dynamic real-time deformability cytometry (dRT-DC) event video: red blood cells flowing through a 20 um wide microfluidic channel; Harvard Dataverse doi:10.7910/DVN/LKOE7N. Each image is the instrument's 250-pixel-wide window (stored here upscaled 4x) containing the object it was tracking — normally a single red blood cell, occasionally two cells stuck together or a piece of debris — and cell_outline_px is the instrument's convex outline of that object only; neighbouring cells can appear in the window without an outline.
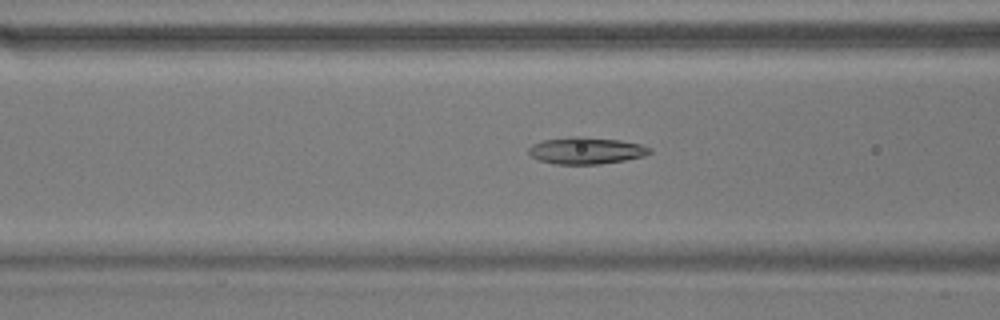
{"species": "common noctule bat (a hibernating species)", "species_latin": "Nyctalus noctula", "temperature_condition": "warm", "stored_images_in_passage": 55, "camera_frame_rate_fps": 3000, "um_per_image_px": 0.085, "animal": {"sex": "male", "body_mass_g": 17.9}, "frame": {"image": 1, "passage_image": 22, "time_ms": 7.0, "image_size_px": [1000, 320], "cell_outline_px": [[652, 152], [644, 156], [624, 160], [600, 164], [556, 164], [540, 160], [528, 156], [528, 148], [532, 144], [540, 140], [572, 136], [584, 136], [620, 140], [640, 144], [652, 148]], "centroid_in_image_um": [49.79, 12.79], "position_along_channel_um": 116.8, "area_um2": 19.19}}
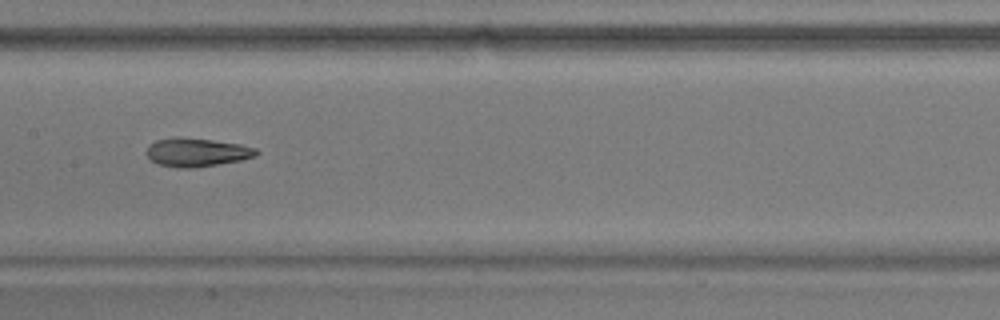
{"frame": {"image": 2, "passage_image": 28, "time_ms": 9.0, "image_size_px": [1000, 320], "cell_outline_px": [[260, 152], [256, 156], [240, 160], [192, 168], [176, 168], [156, 164], [148, 160], [144, 152], [156, 140], [176, 136], [212, 140], [240, 144], [256, 148]], "centroid_in_image_um": [16.67, 12.95], "position_along_channel_um": 190.7, "area_um2": 18.44}}
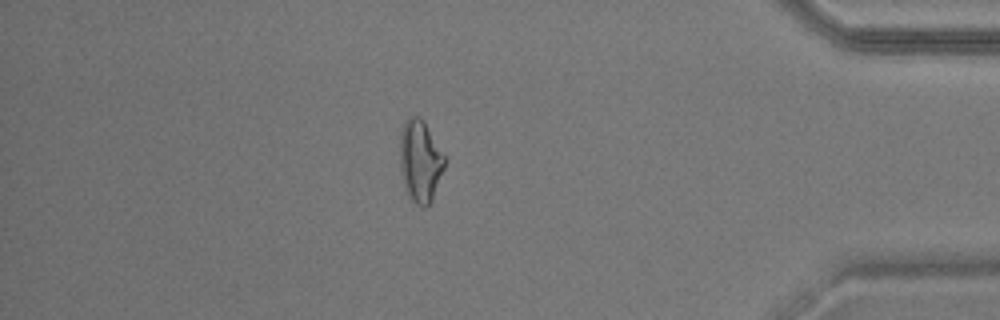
{"frame": {"image": 3, "passage_image": 48, "time_ms": 15.667, "image_size_px": [1000, 320], "cell_outline_px": [[448, 160], [432, 200], [424, 208], [416, 204], [412, 200], [404, 188], [400, 168], [400, 132], [404, 120], [408, 116], [420, 116], [424, 120]], "centroid_in_image_um": [35.73, 13.66], "position_along_channel_um": 399.5, "area_um2": 21.91}, "authors_computed_cell_mechanics": {"area_um2": 19.5942, "velocity_mm_per_s": 3.6858, "shape_relaxation_time_tau1_ms": null, "shape_relaxation_time_tau2_ms": 3.3031, "deformation_change_tau1": null, "deformation_change_tau2": 0.1106}}